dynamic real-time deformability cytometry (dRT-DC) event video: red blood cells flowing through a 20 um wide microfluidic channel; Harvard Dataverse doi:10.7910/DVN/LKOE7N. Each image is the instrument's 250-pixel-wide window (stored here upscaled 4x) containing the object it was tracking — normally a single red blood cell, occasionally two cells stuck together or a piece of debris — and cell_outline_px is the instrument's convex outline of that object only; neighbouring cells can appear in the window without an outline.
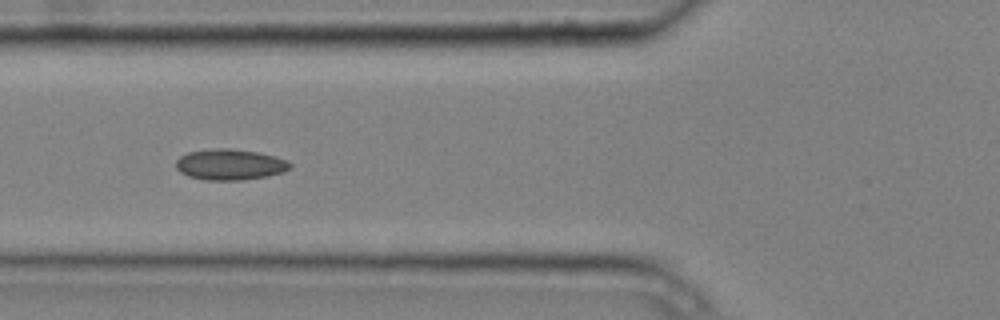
{"species": "common noctule bat (a hibernating species)", "species_latin": "Nyctalus noctula", "temperature_condition": "cold", "stored_images_in_passage": 13, "camera_frame_rate_fps": 3000, "um_per_image_px": 0.085, "animal": {"sex": "male", "body_mass_g": 20.4}, "frame": {"image": 1, "passage_image": 4, "time_ms": 1.0, "image_size_px": [1000, 320], "cell_outline_px": [[292, 168], [284, 172], [268, 176], [240, 180], [204, 180], [188, 176], [180, 172], [176, 168], [176, 160], [180, 156], [188, 152], [216, 148], [232, 148], [256, 152], [288, 160], [292, 164]], "centroid_in_image_um": [19.55, 13.99], "position_along_channel_um": 106.2, "area_um2": 20.63}}
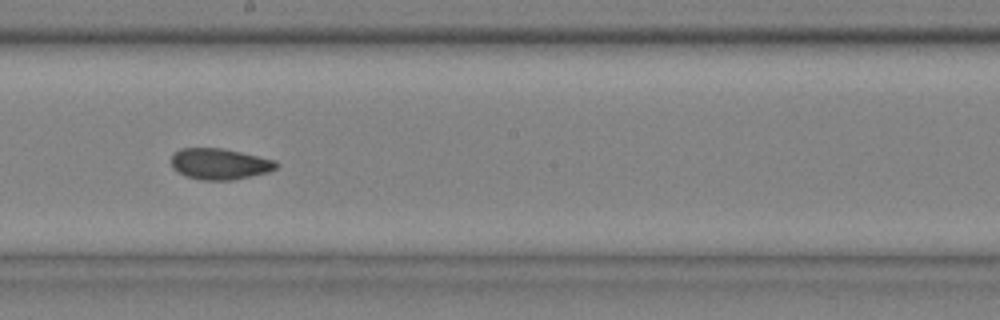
{"frame": {"image": 2, "passage_image": 7, "time_ms": 2.0, "image_size_px": [1000, 320], "cell_outline_px": [[280, 164], [276, 168], [268, 172], [232, 180], [204, 180], [184, 176], [172, 168], [172, 152], [180, 148], [224, 148], [276, 160]], "centroid_in_image_um": [18.66, 13.92], "position_along_channel_um": 229.5, "area_um2": 19.19}}
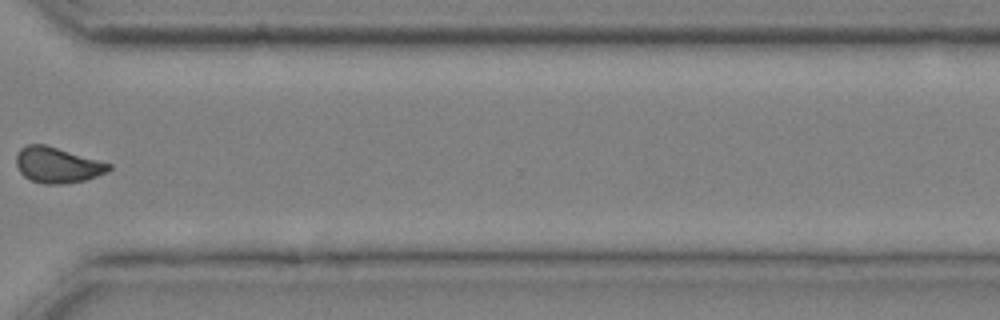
{"frame": {"image": 3, "passage_image": 10, "time_ms": 3.0, "image_size_px": [1000, 320], "cell_outline_px": [[112, 168], [108, 172], [84, 180], [60, 184], [44, 184], [32, 180], [24, 176], [20, 172], [16, 164], [16, 156], [20, 148], [28, 144], [44, 144], [112, 164]], "centroid_in_image_um": [4.87, 14.02], "position_along_channel_um": 365.7, "area_um2": 19.07}}